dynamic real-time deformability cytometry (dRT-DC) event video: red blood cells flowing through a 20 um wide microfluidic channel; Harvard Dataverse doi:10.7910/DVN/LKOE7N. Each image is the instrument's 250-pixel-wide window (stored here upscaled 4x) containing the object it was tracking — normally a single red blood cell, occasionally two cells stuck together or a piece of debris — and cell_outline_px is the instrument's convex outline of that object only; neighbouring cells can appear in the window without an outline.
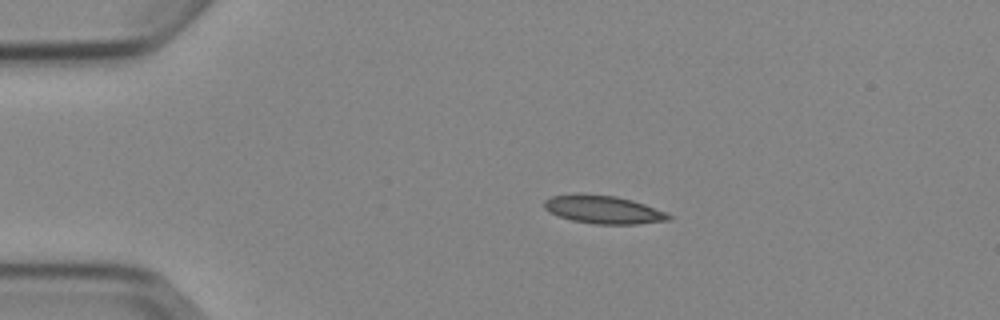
{"species": "Egyptian fruit bat (a non-hibernating species)", "species_latin": "Rousettus aegyptiacus", "temperature_condition": "cold", "stored_images_in_passage": 4, "camera_frame_rate_fps": 3000, "um_per_image_px": 0.085, "animal": {"sex": "female"}, "frame": {"image": 1, "passage_image": 3, "time_ms": 2.333, "image_size_px": [1000, 320], "cell_outline_px": [[672, 216], [668, 220], [636, 224], [596, 224], [572, 220], [548, 212], [544, 208], [544, 200], [552, 196], [576, 192], [616, 196], [632, 200], [668, 212]], "centroid_in_image_um": [51.26, 17.79], "position_along_channel_um": 33.7, "area_um2": 20.58}}